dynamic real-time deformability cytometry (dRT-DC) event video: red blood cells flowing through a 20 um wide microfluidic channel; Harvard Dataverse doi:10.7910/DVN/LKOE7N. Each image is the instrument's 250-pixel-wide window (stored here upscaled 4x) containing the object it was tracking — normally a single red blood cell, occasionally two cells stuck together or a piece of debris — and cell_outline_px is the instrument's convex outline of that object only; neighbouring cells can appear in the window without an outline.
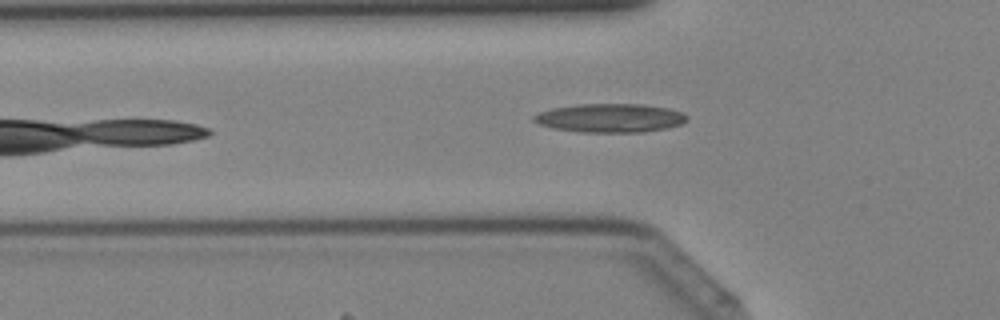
{"species": "Egyptian fruit bat (a non-hibernating species)", "species_latin": "Rousettus aegyptiacus", "temperature_condition": "cold", "stored_images_in_passage": 34, "camera_frame_rate_fps": 3000, "um_per_image_px": 0.085, "animal": {"sex": "female"}, "frame": {"image": 1, "passage_image": 9, "time_ms": 2.667, "image_size_px": [1000, 320], "cell_outline_px": [[688, 120], [680, 124], [668, 128], [640, 132], [580, 132], [556, 128], [536, 124], [532, 120], [532, 116], [540, 112], [552, 108], [576, 104], [644, 104], [668, 108], [684, 112], [688, 116]], "centroid_in_image_um": [51.87, 10.02], "position_along_channel_um": 73.9, "area_um2": 25.78}}
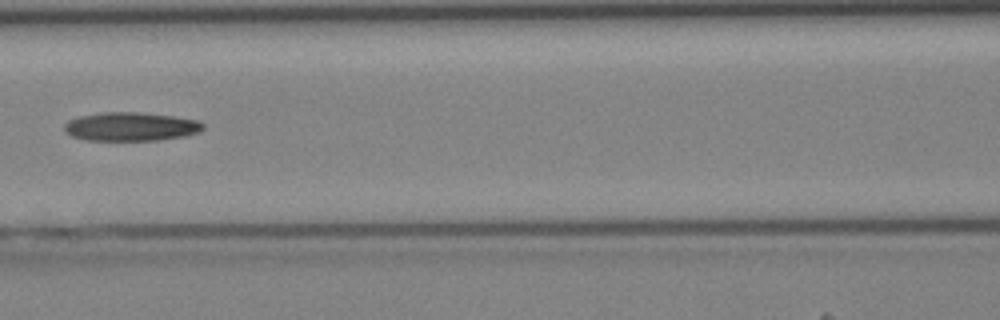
{"frame": {"image": 2, "passage_image": 14, "time_ms": 4.333, "image_size_px": [1000, 320], "cell_outline_px": [[204, 128], [200, 132], [184, 136], [156, 140], [88, 140], [72, 136], [64, 132], [64, 124], [68, 120], [76, 116], [100, 112], [140, 112], [172, 116], [200, 120], [204, 124]], "centroid_in_image_um": [11.1, 10.75], "position_along_channel_um": 155.5, "area_um2": 23.41}}
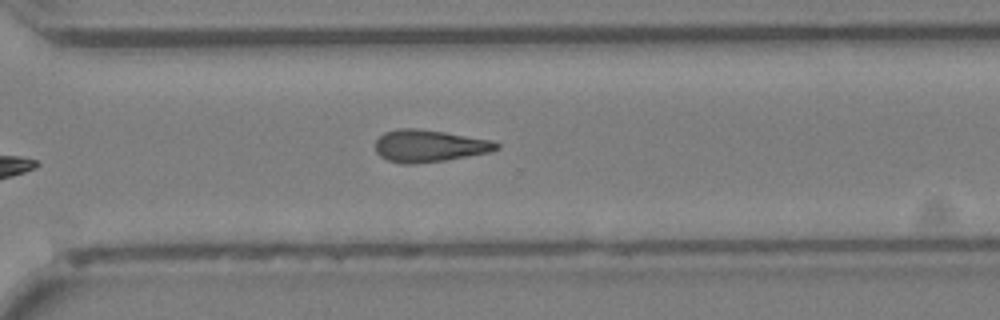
{"frame": {"image": 3, "passage_image": 25, "time_ms": 8.0, "image_size_px": [1000, 320], "cell_outline_px": [[500, 148], [488, 152], [444, 160], [412, 164], [400, 164], [388, 160], [380, 156], [376, 152], [376, 140], [384, 132], [396, 128], [416, 128], [444, 132], [492, 140], [500, 144]], "centroid_in_image_um": [36.45, 12.39], "position_along_channel_um": 334.1, "area_um2": 22.6}}